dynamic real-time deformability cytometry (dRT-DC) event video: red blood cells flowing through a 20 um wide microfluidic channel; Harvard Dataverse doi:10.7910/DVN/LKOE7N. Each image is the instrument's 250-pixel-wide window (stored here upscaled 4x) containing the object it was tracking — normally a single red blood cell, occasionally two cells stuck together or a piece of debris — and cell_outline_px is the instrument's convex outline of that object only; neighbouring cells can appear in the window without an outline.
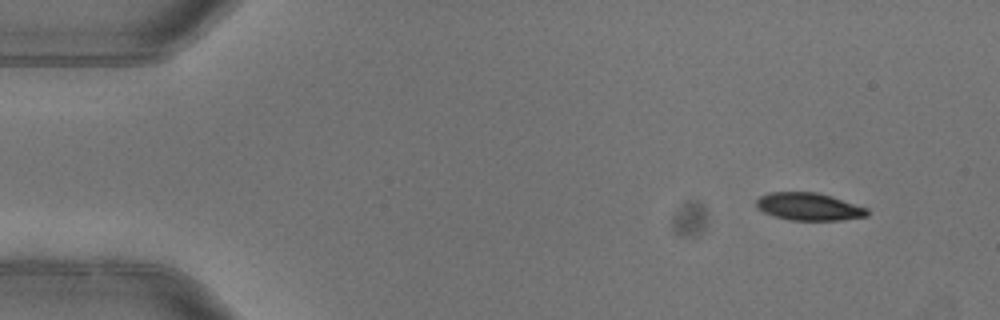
{"species": "common noctule bat (a hibernating species)", "species_latin": "Nyctalus noctula", "temperature_condition": "warm", "stored_images_in_passage": 5, "camera_frame_rate_fps": 3000, "um_per_image_px": 0.085, "animal": {"sex": "female"}, "frame": {"image": 1, "passage_image": 1, "time_ms": 0.0, "image_size_px": [1000, 320], "cell_outline_px": [[868, 216], [840, 220], [788, 220], [764, 212], [756, 208], [756, 200], [760, 196], [768, 192], [816, 192], [832, 196], [868, 208]], "centroid_in_image_um": [68.75, 17.56], "position_along_channel_um": 16.3, "area_um2": 17.86}}
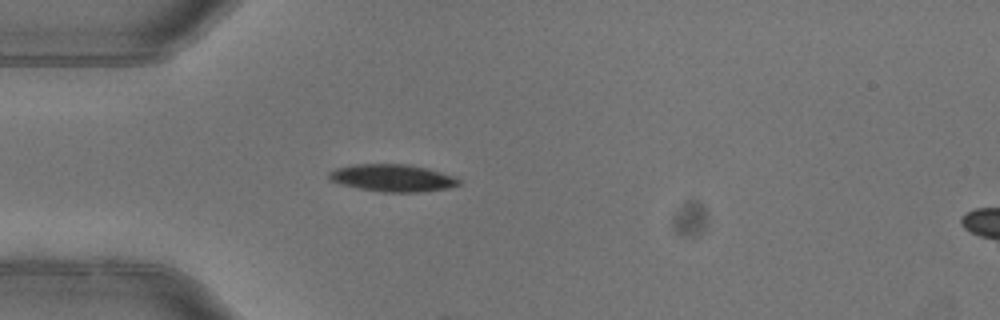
{"frame": {"image": 2, "passage_image": 4, "time_ms": 1.0, "image_size_px": [1000, 320], "cell_outline_px": [[460, 184], [448, 188], [420, 192], [384, 192], [360, 188], [340, 184], [328, 180], [328, 172], [336, 168], [352, 164], [408, 164], [428, 168], [456, 176], [460, 180]], "centroid_in_image_um": [33.37, 15.12], "position_along_channel_um": 51.6, "area_um2": 20.81}}